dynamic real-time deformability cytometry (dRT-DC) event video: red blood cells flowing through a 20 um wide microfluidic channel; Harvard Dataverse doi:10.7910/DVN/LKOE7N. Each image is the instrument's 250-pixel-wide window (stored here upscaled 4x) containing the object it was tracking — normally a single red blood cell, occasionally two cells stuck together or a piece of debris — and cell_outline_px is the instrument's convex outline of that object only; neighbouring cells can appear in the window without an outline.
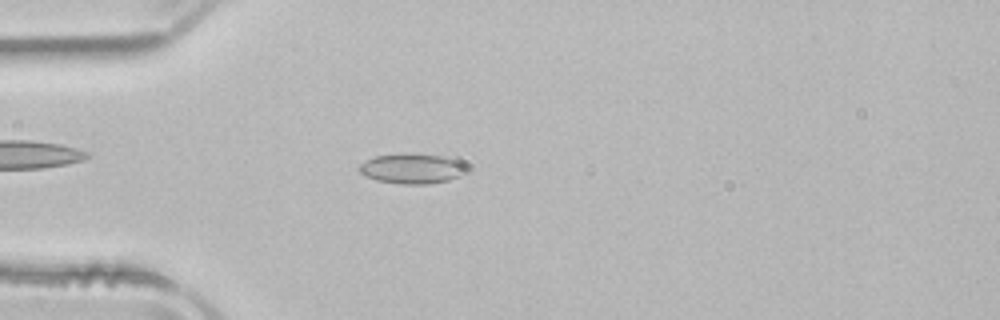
{"species": "common noctule bat (a hibernating species)", "species_latin": "Nyctalus noctula", "temperature_condition": "room temperature", "stored_images_in_passage": 48, "camera_frame_rate_fps": 3000, "um_per_image_px": 0.085, "animal": {"sex": "male", "body_mass_g": 21.5, "forearm_length_mm": 52.0}, "frame": {"image": 1, "passage_image": 11, "time_ms": 3.333, "image_size_px": [1000, 320], "cell_outline_px": [[468, 168], [460, 176], [448, 180], [428, 184], [400, 184], [376, 180], [360, 172], [356, 168], [364, 160], [376, 156], [400, 152], [408, 152], [440, 156], [460, 160], [468, 164]], "centroid_in_image_um": [35.03, 14.3], "position_along_channel_um": 50.0, "area_um2": 19.25}}
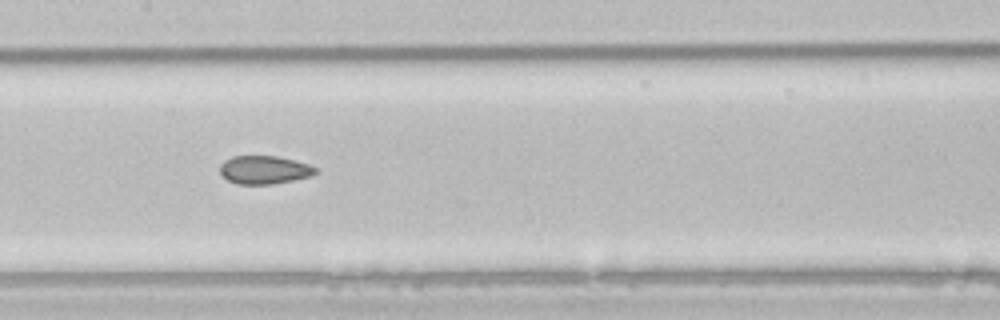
{"frame": {"image": 2, "passage_image": 22, "time_ms": 7.0, "image_size_px": [1000, 320], "cell_outline_px": [[316, 172], [312, 176], [272, 184], [236, 184], [228, 180], [220, 172], [220, 164], [224, 160], [232, 156], [276, 156], [308, 164], [316, 168]], "centroid_in_image_um": [22.43, 14.44], "position_along_channel_um": 185.0, "area_um2": 15.61}}
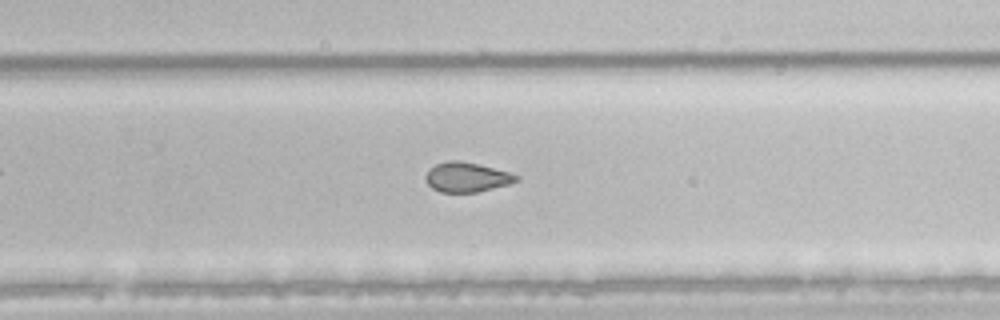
{"frame": {"image": 3, "passage_image": 30, "time_ms": 9.667, "image_size_px": [1000, 320], "cell_outline_px": [[520, 180], [508, 184], [476, 192], [440, 192], [432, 188], [424, 180], [424, 176], [436, 164], [448, 160], [460, 160], [480, 164], [508, 172], [520, 176]], "centroid_in_image_um": [39.67, 15.05], "position_along_channel_um": 290.1, "area_um2": 15.66}, "authors_computed_cell_mechanics": {"area_um2": 17.1955, "velocity_mm_per_s": 3.9726, "shape_relaxation_time_tau1_ms": null, "shape_relaxation_time_tau2_ms": 2.2027, "deformation_change_tau1": null, "deformation_change_tau2": 0.0721}}